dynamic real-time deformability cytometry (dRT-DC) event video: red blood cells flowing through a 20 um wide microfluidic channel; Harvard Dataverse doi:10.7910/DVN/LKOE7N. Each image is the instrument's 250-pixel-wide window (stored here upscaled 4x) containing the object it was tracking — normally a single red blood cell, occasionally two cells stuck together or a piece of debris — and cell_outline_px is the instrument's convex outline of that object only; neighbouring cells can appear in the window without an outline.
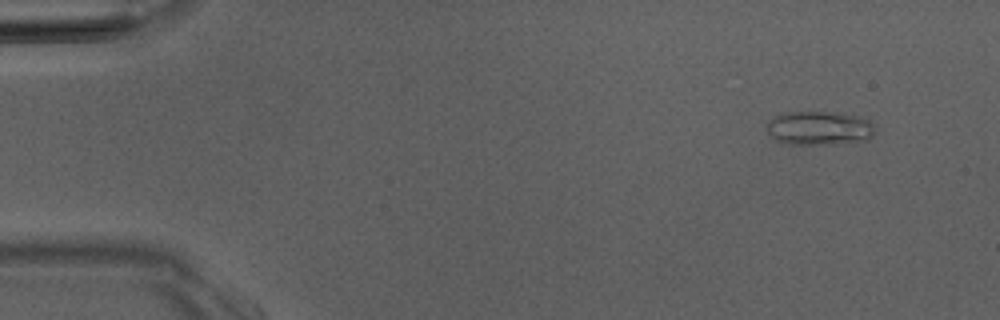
{"species": "Egyptian fruit bat (a non-hibernating species)", "species_latin": "Rousettus aegyptiacus", "temperature_condition": "room temperature", "stored_images_in_passage": 5, "camera_frame_rate_fps": 3000, "um_per_image_px": 0.085, "animal": {"sex": "male"}, "frame": {"image": 1, "passage_image": 2, "time_ms": 1.0, "image_size_px": [1000, 320], "cell_outline_px": [[876, 132], [868, 140], [832, 144], [788, 144], [776, 140], [768, 136], [764, 128], [768, 120], [772, 116], [784, 112], [832, 112], [860, 116], [868, 120], [872, 124]], "centroid_in_image_um": [69.57, 10.89], "position_along_channel_um": 15.4, "area_um2": 21.85}}